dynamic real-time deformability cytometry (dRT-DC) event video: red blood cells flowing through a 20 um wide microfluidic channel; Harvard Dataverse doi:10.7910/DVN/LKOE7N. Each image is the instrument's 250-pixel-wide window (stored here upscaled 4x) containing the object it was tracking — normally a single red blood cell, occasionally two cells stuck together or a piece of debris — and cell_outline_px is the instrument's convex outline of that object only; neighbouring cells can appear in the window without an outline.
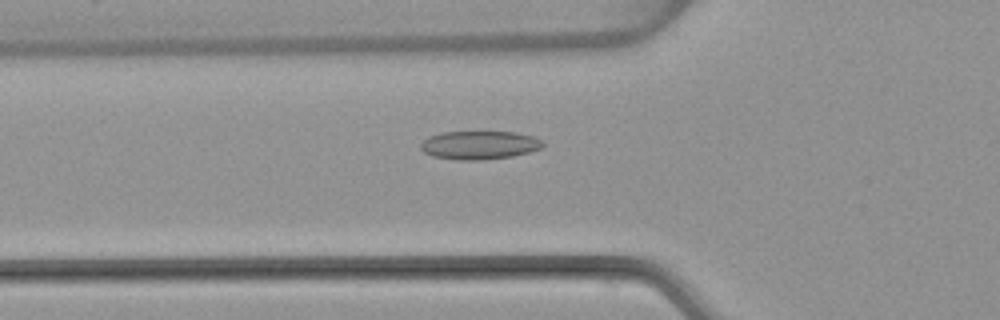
{"species": "common noctule bat (a hibernating species)", "species_latin": "Nyctalus noctula", "temperature_condition": "warm", "stored_images_in_passage": 37, "camera_frame_rate_fps": 3000, "um_per_image_px": 0.085, "animal": {"sex": "female", "body_mass_g": 22.7, "forearm_length_mm": 54.2}, "frame": {"image": 1, "passage_image": 3, "time_ms": 0.667, "image_size_px": [1000, 320], "cell_outline_px": [[544, 148], [512, 156], [480, 160], [460, 160], [432, 156], [424, 152], [420, 148], [420, 144], [428, 136], [440, 132], [516, 132], [532, 136], [540, 140], [544, 144]], "centroid_in_image_um": [40.73, 12.33], "position_along_channel_um": 85.1, "area_um2": 20.23}}
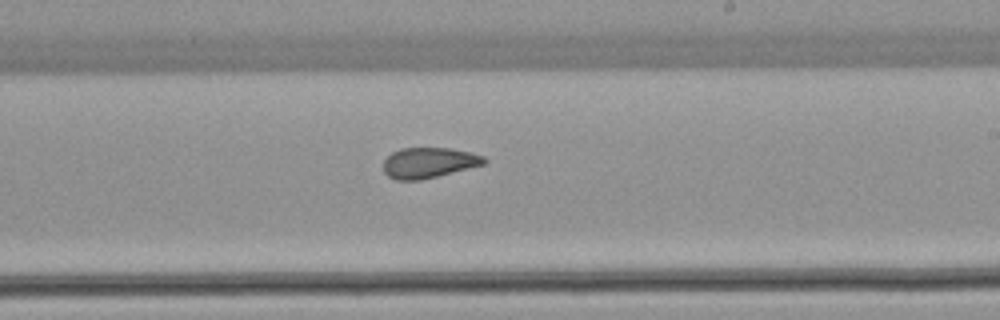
{"frame": {"image": 2, "passage_image": 16, "time_ms": 5.0, "image_size_px": [1000, 320], "cell_outline_px": [[488, 160], [484, 164], [420, 180], [396, 180], [388, 176], [384, 172], [384, 160], [392, 152], [400, 148], [452, 148], [484, 156]], "centroid_in_image_um": [36.43, 13.82], "position_along_channel_um": 252.6, "area_um2": 17.74}}
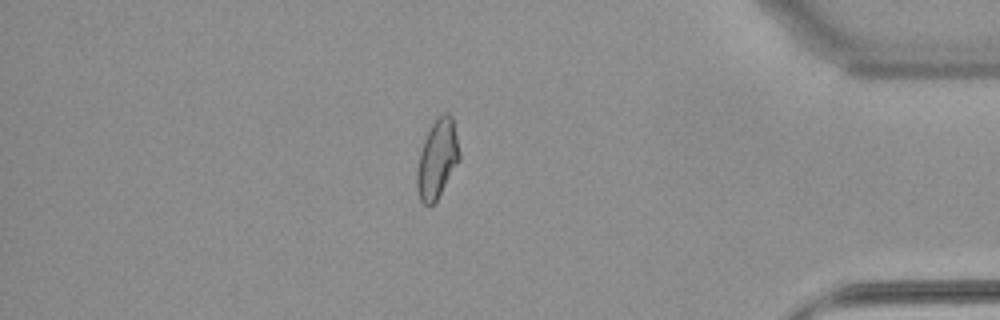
{"frame": {"image": 3, "passage_image": 30, "time_ms": 9.667, "image_size_px": [1000, 320], "cell_outline_px": [[460, 160], [436, 200], [428, 208], [420, 200], [416, 188], [416, 172], [420, 152], [424, 140], [432, 124], [444, 112], [448, 112], [452, 116], [460, 152]], "centroid_in_image_um": [37.16, 13.53], "position_along_channel_um": 398.0, "area_um2": 19.36}, "authors_computed_cell_mechanics": {"area_um2": 19.0162, "velocity_mm_per_s": 3.856, "shape_relaxation_time_tau1_ms": 9.2275, "shape_relaxation_time_tau2_ms": 2.1915, "deformation_change_tau1": 0.1934, "deformation_change_tau2": 0.0723}}